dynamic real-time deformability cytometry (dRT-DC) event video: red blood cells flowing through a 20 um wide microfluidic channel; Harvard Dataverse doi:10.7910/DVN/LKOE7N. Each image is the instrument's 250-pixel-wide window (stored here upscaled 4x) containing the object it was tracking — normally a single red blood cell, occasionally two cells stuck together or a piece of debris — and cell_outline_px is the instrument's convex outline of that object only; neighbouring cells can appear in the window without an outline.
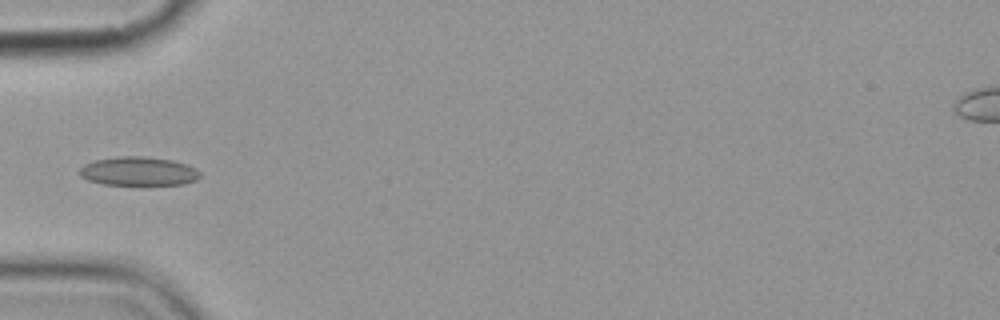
{"species": "common noctule bat (a hibernating species)", "species_latin": "Nyctalus noctula", "temperature_condition": "cold", "stored_images_in_passage": 7, "camera_frame_rate_fps": 3000, "um_per_image_px": 0.085, "animal": {"sex": "female", "body_mass_g": 19.9}, "frame": {"image": 1, "passage_image": 5, "time_ms": 4.667, "image_size_px": [1000, 320], "cell_outline_px": [[200, 176], [196, 180], [184, 184], [104, 184], [88, 180], [80, 176], [80, 168], [84, 164], [92, 160], [116, 156], [144, 156], [172, 160], [196, 168], [200, 172]], "centroid_in_image_um": [11.75, 14.54], "position_along_channel_um": 73.3, "area_um2": 20.17}}
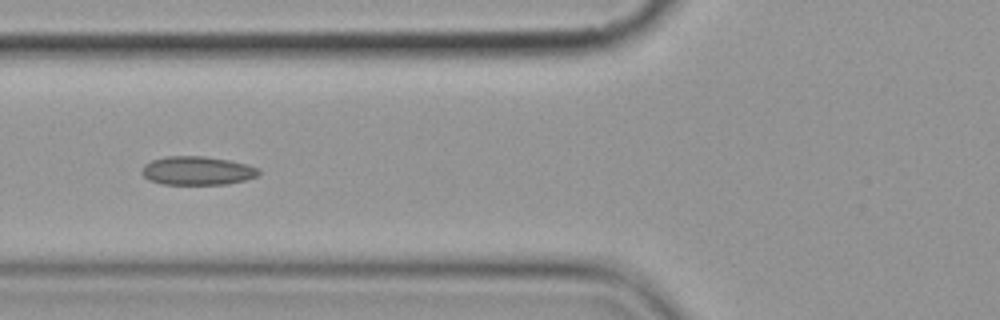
{"frame": {"image": 2, "passage_image": 6, "time_ms": 5.667, "image_size_px": [1000, 320], "cell_outline_px": [[260, 172], [256, 176], [244, 180], [228, 184], [160, 184], [148, 180], [140, 172], [144, 164], [152, 160], [164, 156], [204, 156], [228, 160], [248, 164], [260, 168]], "centroid_in_image_um": [16.74, 14.5], "position_along_channel_um": 109.1, "area_um2": 19.65}}
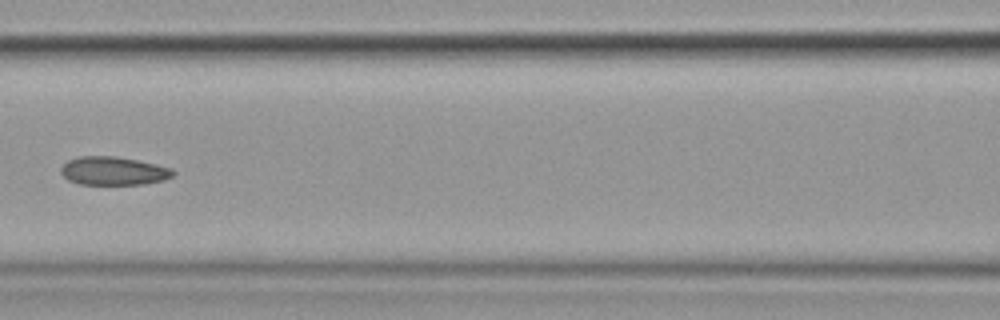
{"frame": {"image": 3, "passage_image": 7, "time_ms": 7.0, "image_size_px": [1000, 320], "cell_outline_px": [[176, 172], [172, 176], [164, 180], [144, 184], [80, 184], [68, 180], [60, 172], [60, 168], [68, 160], [80, 156], [116, 156], [156, 164], [172, 168]], "centroid_in_image_um": [9.65, 14.52], "position_along_channel_um": 157.0, "area_um2": 18.55}}